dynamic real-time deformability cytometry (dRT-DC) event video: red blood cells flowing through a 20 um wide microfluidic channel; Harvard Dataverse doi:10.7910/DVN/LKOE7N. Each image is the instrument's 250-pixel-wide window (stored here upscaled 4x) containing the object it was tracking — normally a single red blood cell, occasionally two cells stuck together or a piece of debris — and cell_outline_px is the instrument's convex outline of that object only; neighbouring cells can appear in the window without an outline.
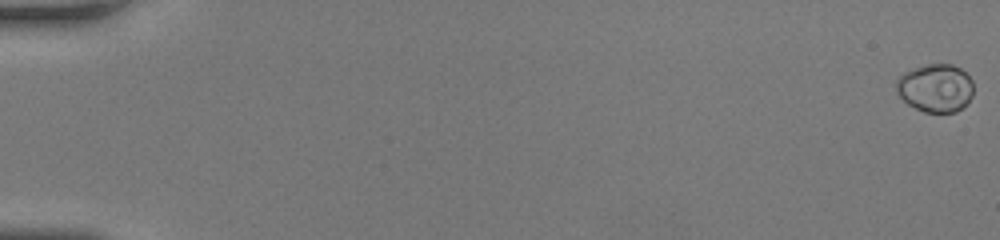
{"species": "human", "species_latin": "Homo sapiens", "temperature_condition": "room temperature", "stored_images_in_passage": 52, "camera_frame_rate_fps": 3000, "um_per_image_px": 0.085, "donor": {"sex": "female"}, "frame": {"image": 1, "passage_image": 1, "time_ms": 0.0, "image_size_px": [1000, 240], "cell_outline_px": [[972, 96], [956, 112], [924, 112], [908, 104], [896, 92], [896, 80], [904, 72], [928, 64], [952, 64], [960, 68], [972, 80]], "centroid_in_image_um": [79.5, 7.47], "position_along_channel_um": 5.5, "area_um2": 21.39}}
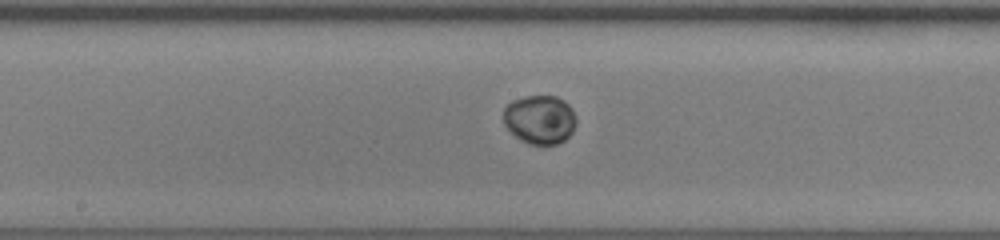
{"frame": {"image": 2, "passage_image": 30, "time_ms": 9.667, "image_size_px": [1000, 240], "cell_outline_px": [[576, 120], [572, 132], [564, 140], [556, 144], [528, 144], [516, 136], [504, 124], [504, 108], [512, 100], [524, 96], [556, 96], [564, 100], [572, 108], [576, 116]], "centroid_in_image_um": [45.89, 10.14], "position_along_channel_um": 202.3, "area_um2": 20.63}}
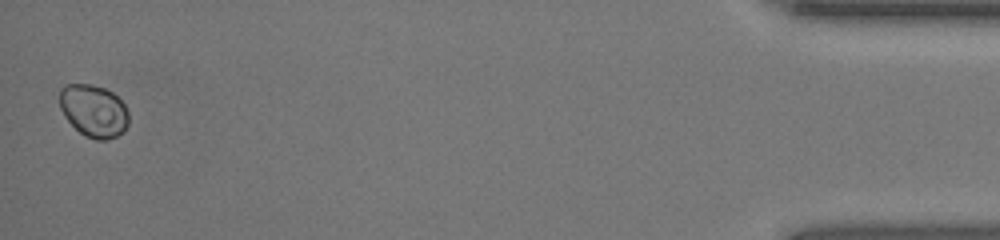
{"frame": {"image": 3, "passage_image": 52, "time_ms": 17.0, "image_size_px": [1000, 240], "cell_outline_px": [[128, 124], [124, 132], [108, 140], [96, 140], [84, 136], [64, 116], [60, 108], [60, 88], [64, 84], [88, 84], [104, 88], [112, 92], [124, 104], [128, 112]], "centroid_in_image_um": [7.96, 9.43], "position_along_channel_um": 427.2, "area_um2": 21.15}}